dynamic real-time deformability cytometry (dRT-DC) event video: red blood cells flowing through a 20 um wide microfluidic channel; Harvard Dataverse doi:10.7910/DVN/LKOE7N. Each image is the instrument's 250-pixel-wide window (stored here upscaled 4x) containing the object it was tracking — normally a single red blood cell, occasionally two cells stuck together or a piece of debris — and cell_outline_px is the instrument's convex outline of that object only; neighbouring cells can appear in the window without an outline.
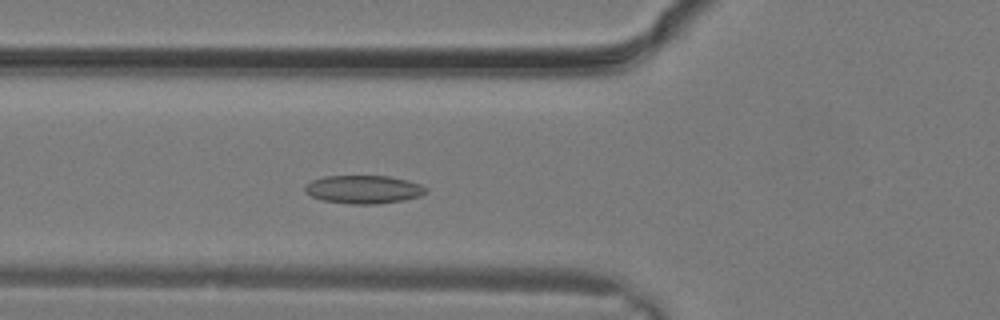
{"species": "common noctule bat (a hibernating species)", "species_latin": "Nyctalus noctula", "temperature_condition": "warm", "stored_images_in_passage": 17, "camera_frame_rate_fps": 3000, "um_per_image_px": 0.085, "animal": {"sex": "male", "body_mass_g": 19.2, "forearm_length_mm": 51.8}, "frame": {"image": 1, "passage_image": 8, "time_ms": 2.333, "image_size_px": [1000, 320], "cell_outline_px": [[428, 192], [420, 196], [404, 200], [380, 204], [352, 204], [324, 200], [312, 196], [304, 192], [304, 184], [312, 180], [324, 176], [388, 176], [408, 180], [420, 184], [428, 188]], "centroid_in_image_um": [30.92, 16.1], "position_along_channel_um": 94.9, "area_um2": 20.06}}
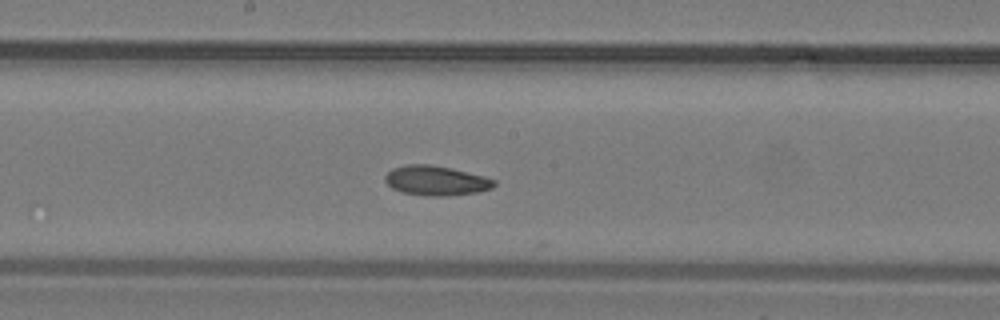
{"frame": {"image": 2, "passage_image": 13, "time_ms": 4.0, "image_size_px": [1000, 320], "cell_outline_px": [[496, 184], [492, 188], [476, 192], [448, 196], [432, 196], [400, 192], [392, 188], [384, 180], [384, 176], [392, 168], [408, 164], [428, 164], [452, 168], [484, 176], [496, 180]], "centroid_in_image_um": [37.05, 15.35], "position_along_channel_um": 211.1, "area_um2": 18.9}}
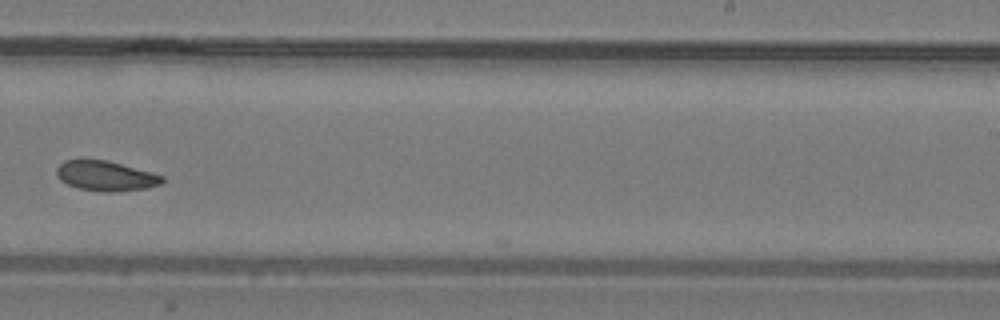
{"frame": {"image": 3, "passage_image": 16, "time_ms": 5.0, "image_size_px": [1000, 320], "cell_outline_px": [[164, 180], [160, 184], [148, 188], [108, 192], [100, 192], [76, 188], [60, 180], [56, 172], [56, 168], [64, 160], [80, 156], [108, 160], [152, 172], [164, 176]], "centroid_in_image_um": [8.93, 14.91], "position_along_channel_um": 280.1, "area_um2": 19.13}}